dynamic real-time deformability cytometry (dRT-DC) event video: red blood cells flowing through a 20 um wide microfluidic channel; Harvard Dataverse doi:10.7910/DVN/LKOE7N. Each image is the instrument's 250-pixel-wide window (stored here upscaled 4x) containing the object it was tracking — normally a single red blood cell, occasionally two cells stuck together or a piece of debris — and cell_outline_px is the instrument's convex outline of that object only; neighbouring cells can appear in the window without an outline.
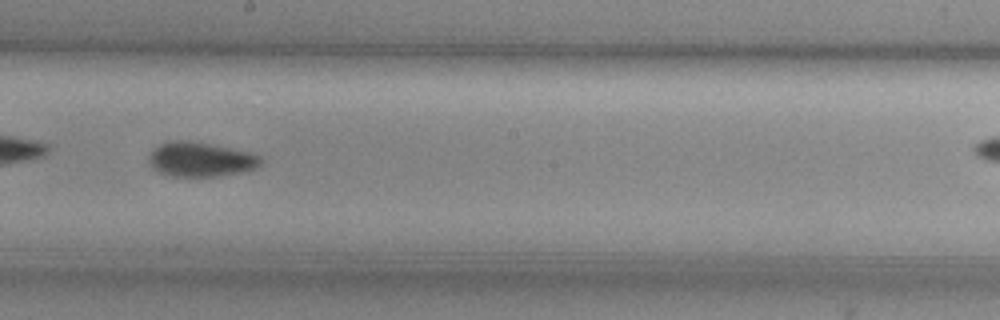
{"species": "common noctule bat (a hibernating species)", "species_latin": "Nyctalus noctula", "temperature_condition": "cold", "stored_images_in_passage": 39, "camera_frame_rate_fps": 3000, "um_per_image_px": 0.085, "animal": {"sex": "female", "body_mass_g": 29.2, "forearm_length_mm": 56.3}, "frame": {"image": 1, "passage_image": 23, "time_ms": 7.333, "image_size_px": [1000, 320], "cell_outline_px": [[264, 160], [256, 168], [240, 172], [220, 176], [168, 176], [152, 168], [148, 164], [148, 160], [152, 148], [168, 140], [188, 140], [248, 152], [260, 156]], "centroid_in_image_um": [17.0, 13.55], "position_along_channel_um": 231.2, "area_um2": 22.54}}